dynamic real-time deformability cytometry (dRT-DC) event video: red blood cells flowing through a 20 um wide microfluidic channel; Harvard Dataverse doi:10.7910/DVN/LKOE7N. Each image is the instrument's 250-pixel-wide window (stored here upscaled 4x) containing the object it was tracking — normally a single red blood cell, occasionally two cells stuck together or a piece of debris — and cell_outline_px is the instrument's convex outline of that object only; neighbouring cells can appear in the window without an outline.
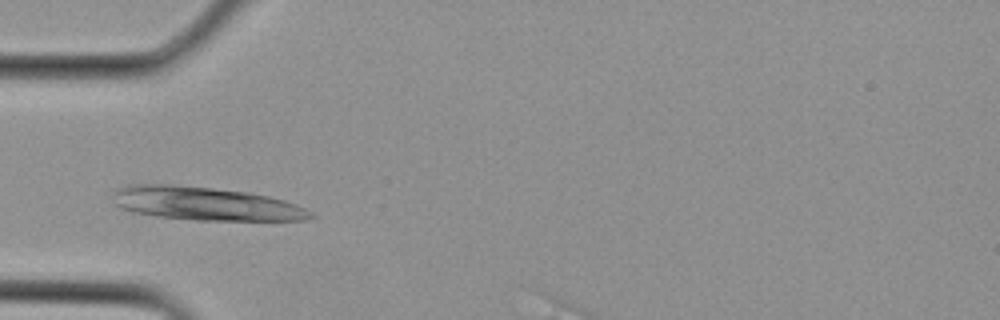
{"species": "Egyptian fruit bat (a non-hibernating species)", "species_latin": "Rousettus aegyptiacus", "temperature_condition": "cold", "stored_images_in_passage": 4, "segment_of_instrument_passage": [1, 2], "camera_frame_rate_fps": 3000, "um_per_image_px": 0.085, "animal": {"sex": "female"}, "frame": {"image": 1, "passage_image": 3, "time_ms": 0.667, "image_size_px": [1000, 320], "cell_outline_px": [[316, 216], [308, 220], [196, 220], [156, 216], [132, 212], [120, 208], [116, 204], [112, 192], [116, 188], [132, 184], [172, 184], [212, 188], [248, 192], [268, 196], [284, 200], [296, 204], [312, 212]], "centroid_in_image_um": [17.45, 17.31], "position_along_channel_um": 67.5, "area_um2": 38.61}}